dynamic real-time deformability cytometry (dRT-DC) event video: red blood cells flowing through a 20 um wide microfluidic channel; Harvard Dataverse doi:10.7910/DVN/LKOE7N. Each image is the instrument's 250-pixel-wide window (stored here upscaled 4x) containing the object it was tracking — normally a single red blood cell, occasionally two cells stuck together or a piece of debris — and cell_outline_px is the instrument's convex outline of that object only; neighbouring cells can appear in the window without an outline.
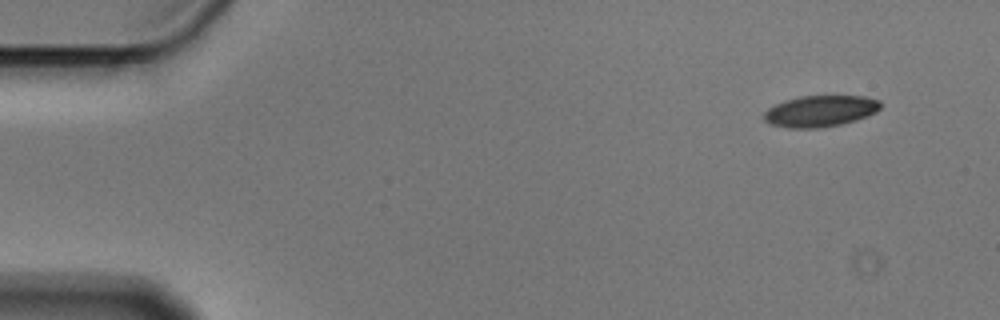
{"species": "Egyptian fruit bat (a non-hibernating species)", "species_latin": "Rousettus aegyptiacus", "temperature_condition": "cold", "stored_images_in_passage": 3, "camera_frame_rate_fps": 3000, "um_per_image_px": 0.085, "animal": {"sex": "male"}, "frame": {"image": 1, "passage_image": 1, "time_ms": 0.0, "image_size_px": [1000, 320], "cell_outline_px": [[880, 108], [876, 112], [856, 120], [824, 128], [788, 128], [772, 124], [764, 120], [764, 112], [768, 108], [784, 100], [800, 96], [864, 96], [880, 100]], "centroid_in_image_um": [69.72, 9.44], "position_along_channel_um": 15.3, "area_um2": 21.27}}